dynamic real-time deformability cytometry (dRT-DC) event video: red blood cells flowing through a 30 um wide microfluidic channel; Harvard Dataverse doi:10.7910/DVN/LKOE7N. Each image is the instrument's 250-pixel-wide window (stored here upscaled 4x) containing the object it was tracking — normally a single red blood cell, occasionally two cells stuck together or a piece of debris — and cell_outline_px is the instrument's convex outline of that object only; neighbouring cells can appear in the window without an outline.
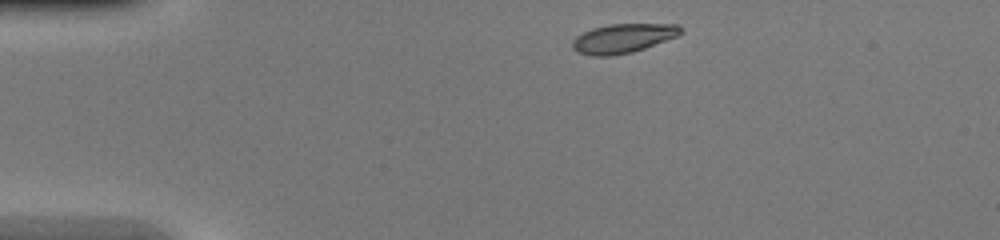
{"species": "common noctule bat (a hibernating species)", "species_latin": "Nyctalus noctula", "temperature_condition": "warm", "stored_images_in_passage": 37, "camera_frame_rate_fps": 3000, "um_per_image_px": 0.085, "animal": {"sex": "female", "body_mass_g": 20.0, "forearm_length_mm": 54.0}, "frame": {"image": 1, "passage_image": 1, "time_ms": 0.0, "image_size_px": [1000, 240], "cell_outline_px": [[684, 32], [676, 36], [644, 48], [632, 52], [612, 56], [592, 56], [576, 52], [572, 48], [572, 40], [576, 36], [592, 28], [608, 24], [680, 24]], "centroid_in_image_um": [52.93, 3.26], "position_along_channel_um": 32.1, "area_um2": 18.5}}
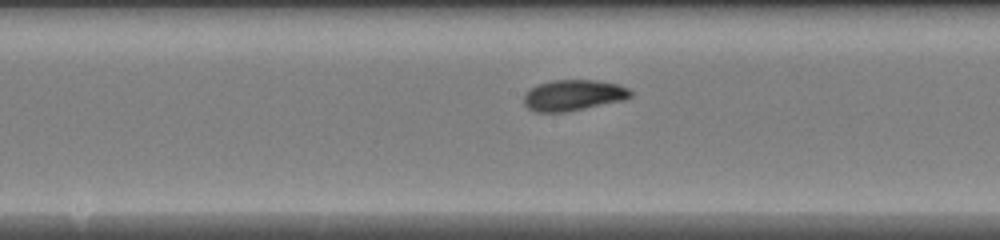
{"frame": {"image": 2, "passage_image": 16, "time_ms": 5.0, "image_size_px": [1000, 240], "cell_outline_px": [[632, 96], [624, 100], [564, 112], [536, 112], [528, 108], [524, 104], [524, 96], [536, 84], [552, 80], [596, 80], [620, 84], [628, 88], [632, 92]], "centroid_in_image_um": [48.75, 8.08], "position_along_channel_um": 199.4, "area_um2": 19.19}}
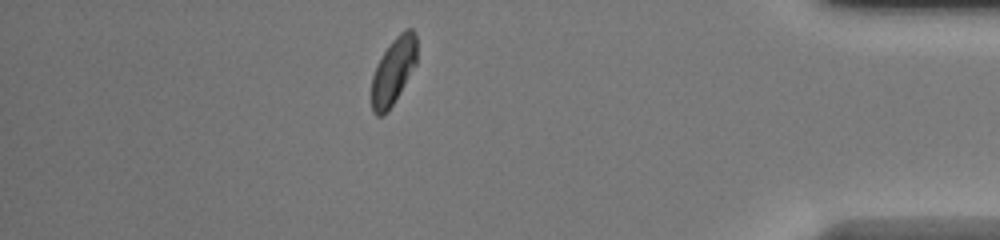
{"frame": {"image": 3, "passage_image": 32, "time_ms": 10.333, "image_size_px": [1000, 240], "cell_outline_px": [[416, 64], [400, 92], [388, 112], [380, 116], [376, 116], [372, 112], [372, 76], [384, 52], [392, 40], [404, 28], [412, 28], [416, 36]], "centroid_in_image_um": [33.44, 6.04], "position_along_channel_um": 401.8, "area_um2": 17.4}}